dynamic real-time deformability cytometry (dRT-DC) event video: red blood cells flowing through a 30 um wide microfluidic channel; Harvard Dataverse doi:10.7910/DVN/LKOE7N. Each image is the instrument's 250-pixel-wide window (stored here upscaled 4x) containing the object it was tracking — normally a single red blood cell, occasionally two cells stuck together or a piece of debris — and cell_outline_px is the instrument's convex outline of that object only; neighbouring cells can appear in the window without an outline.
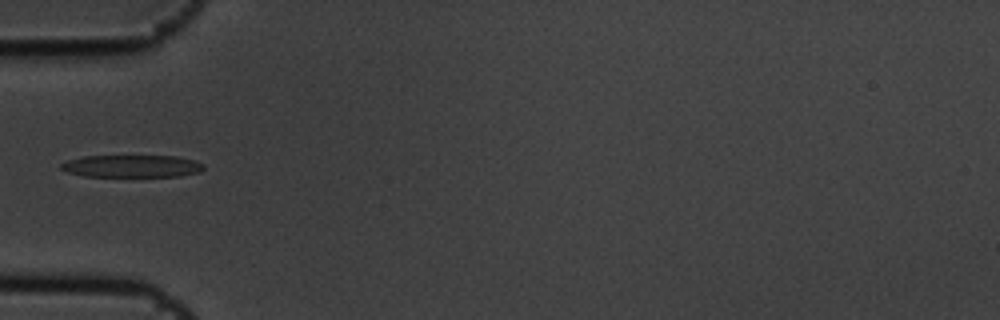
{"species": "common noctule bat (a hibernating species)", "species_latin": "Nyctalus noctula", "temperature_condition": "cold", "stored_images_in_passage": 6, "camera_frame_rate_fps": 3000, "um_per_image_px": 0.085, "animal": {"sex": "male", "body_mass_g": 19.5, "forearm_length_mm": 54.6}, "frame": {"image": 1, "passage_image": 6, "time_ms": 1.667, "image_size_px": [1000, 320], "cell_outline_px": [[204, 168], [200, 172], [180, 176], [84, 176], [68, 172], [60, 168], [60, 164], [68, 160], [84, 156], [176, 156], [196, 160], [204, 164]], "centroid_in_image_um": [11.24, 14.12], "position_along_channel_um": 73.8, "area_um2": 18.55}}